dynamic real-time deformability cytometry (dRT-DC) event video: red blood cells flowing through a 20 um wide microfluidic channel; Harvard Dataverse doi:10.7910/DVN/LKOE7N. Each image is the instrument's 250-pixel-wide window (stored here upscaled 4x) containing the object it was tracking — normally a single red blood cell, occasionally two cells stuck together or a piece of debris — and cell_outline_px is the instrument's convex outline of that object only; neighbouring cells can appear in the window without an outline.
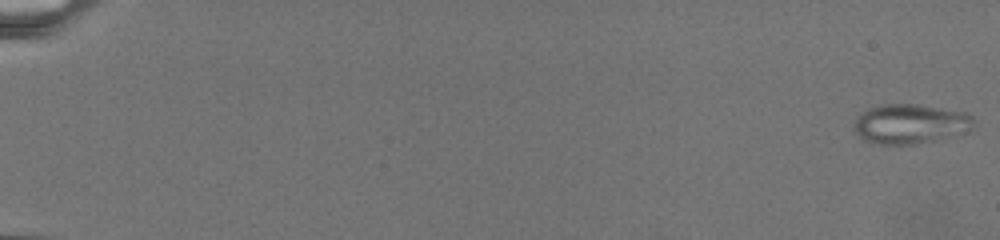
{"species": "common noctule bat (a hibernating species)", "species_latin": "Nyctalus noctula", "temperature_condition": "warm", "stored_images_in_passage": 10, "camera_frame_rate_fps": 3000, "um_per_image_px": 0.085, "animal": {"sex": "female", "body_mass_g": 19.5, "forearm_length_mm": 54.1}, "frame": {"image": 1, "passage_image": 1, "time_ms": 0.0, "image_size_px": [1000, 240], "cell_outline_px": [[976, 128], [956, 136], [940, 140], [912, 144], [872, 144], [860, 140], [856, 132], [856, 116], [868, 108], [880, 104], [916, 104], [964, 112], [972, 116], [976, 120]], "centroid_in_image_um": [77.42, 10.55], "position_along_channel_um": 7.6, "area_um2": 28.21}}